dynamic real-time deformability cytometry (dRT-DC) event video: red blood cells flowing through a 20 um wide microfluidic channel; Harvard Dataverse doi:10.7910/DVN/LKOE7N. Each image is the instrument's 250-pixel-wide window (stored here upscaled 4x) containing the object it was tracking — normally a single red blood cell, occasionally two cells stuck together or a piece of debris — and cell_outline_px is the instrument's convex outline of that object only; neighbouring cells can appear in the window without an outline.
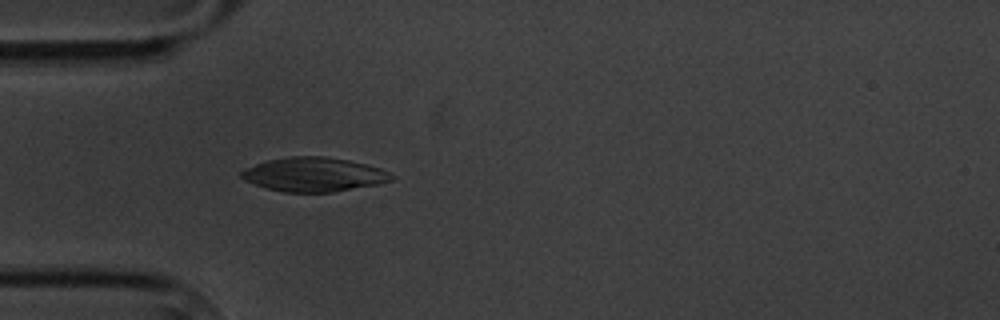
{"species": "common noctule bat (a hibernating species)", "species_latin": "Nyctalus noctula", "temperature_condition": "cold", "stored_images_in_passage": 4, "camera_frame_rate_fps": 3000, "um_per_image_px": 0.085, "animal": {"sex": "male", "body_mass_g": 20.1, "forearm_length_mm": 53.5}, "frame": {"image": 1, "passage_image": 4, "time_ms": 3.333, "image_size_px": [1000, 320], "cell_outline_px": [[396, 176], [392, 180], [376, 184], [332, 192], [284, 192], [268, 188], [244, 180], [240, 176], [240, 172], [244, 168], [268, 160], [288, 156], [324, 156], [348, 160], [380, 168]], "centroid_in_image_um": [26.66, 14.82], "position_along_channel_um": 58.3, "area_um2": 29.59}}